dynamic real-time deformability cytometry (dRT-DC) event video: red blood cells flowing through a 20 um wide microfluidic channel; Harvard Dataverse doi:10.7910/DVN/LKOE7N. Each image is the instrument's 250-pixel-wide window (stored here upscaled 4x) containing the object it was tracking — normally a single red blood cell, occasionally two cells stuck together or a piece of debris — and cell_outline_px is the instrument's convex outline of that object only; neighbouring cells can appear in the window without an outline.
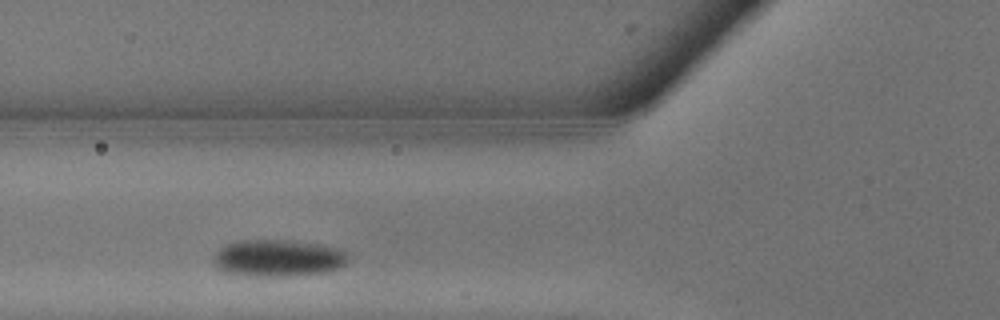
{"species": "common noctule bat (a hibernating species)", "species_latin": "Nyctalus noctula", "temperature_condition": "warm", "stored_images_in_passage": 5, "camera_frame_rate_fps": 3000, "um_per_image_px": 0.085, "animal": {"sex": "male", "body_mass_g": 13.3}, "frame": {"image": 1, "passage_image": 2, "time_ms": 0.333, "image_size_px": [1000, 320], "cell_outline_px": [[348, 260], [340, 268], [328, 272], [292, 276], [252, 276], [228, 272], [220, 268], [212, 260], [212, 256], [224, 244], [240, 240], [296, 240], [320, 244], [340, 248], [348, 252]], "centroid_in_image_um": [23.69, 21.92], "position_along_channel_um": 102.1, "area_um2": 29.36}}
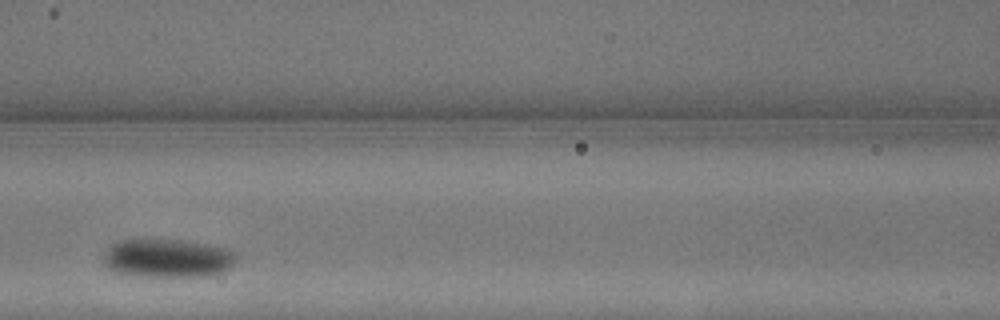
{"frame": {"image": 2, "passage_image": 4, "time_ms": 1.0, "image_size_px": [1000, 320], "cell_outline_px": [[236, 260], [228, 268], [212, 276], [140, 276], [112, 272], [104, 264], [104, 252], [112, 244], [120, 240], [180, 240], [208, 244], [224, 248], [236, 252]], "centroid_in_image_um": [14.22, 21.95], "position_along_channel_um": 152.4, "area_um2": 29.77}}